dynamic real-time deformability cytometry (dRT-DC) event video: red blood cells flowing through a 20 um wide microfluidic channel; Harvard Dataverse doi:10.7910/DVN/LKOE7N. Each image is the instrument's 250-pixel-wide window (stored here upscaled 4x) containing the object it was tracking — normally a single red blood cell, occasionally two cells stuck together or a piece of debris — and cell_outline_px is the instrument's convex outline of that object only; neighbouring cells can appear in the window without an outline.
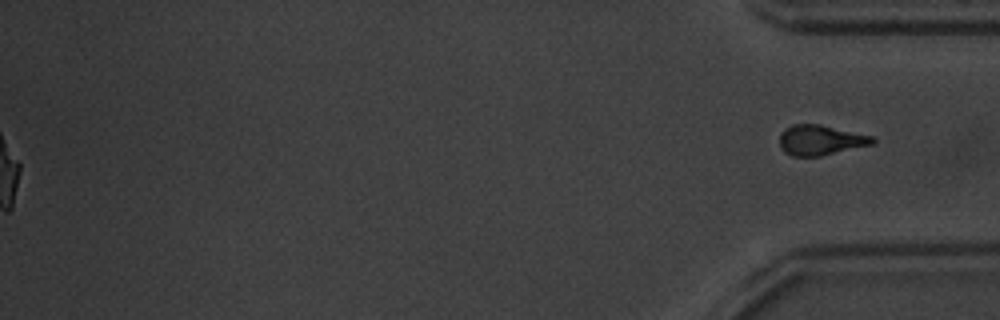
{"species": "common noctule bat (a hibernating species)", "species_latin": "Nyctalus noctula", "temperature_condition": "warm", "stored_images_in_passage": 55, "segment_of_instrument_passage": [2, 2], "camera_frame_rate_fps": 3000, "um_per_image_px": 0.085, "animal": {"sex": "male", "body_mass_g": 20.1, "forearm_length_mm": 53.5}, "frame": {"image": 1, "passage_image": 55, "time_ms": 18.0, "image_size_px": [1000, 320], "cell_outline_px": [[876, 140], [872, 144], [820, 156], [792, 156], [784, 152], [780, 148], [780, 132], [784, 128], [792, 124], [820, 124], [876, 136]], "centroid_in_image_um": [69.74, 11.89], "position_along_channel_um": 365.5, "area_um2": 16.53}}